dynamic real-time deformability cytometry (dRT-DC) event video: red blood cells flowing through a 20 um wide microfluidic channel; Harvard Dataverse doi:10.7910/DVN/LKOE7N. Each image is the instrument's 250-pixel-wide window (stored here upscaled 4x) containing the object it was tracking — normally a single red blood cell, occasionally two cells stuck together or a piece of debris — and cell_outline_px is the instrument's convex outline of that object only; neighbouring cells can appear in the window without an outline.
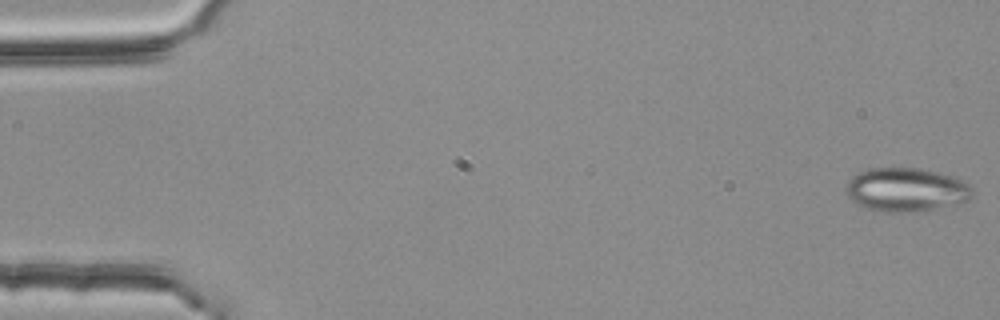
{"species": "common noctule bat (a hibernating species)", "species_latin": "Nyctalus noctula", "temperature_condition": "room temperature", "stored_images_in_passage": 54, "camera_frame_rate_fps": 3000, "um_per_image_px": 0.085, "animal": {"sex": "female", "body_mass_g": 25.1}, "frame": {"image": 1, "passage_image": 1, "time_ms": 0.0, "image_size_px": [1000, 320], "cell_outline_px": [[972, 196], [968, 200], [956, 204], [920, 212], [884, 212], [864, 208], [856, 204], [848, 196], [848, 180], [852, 176], [860, 172], [872, 168], [920, 168], [952, 176], [968, 184], [972, 188]], "centroid_in_image_um": [77.03, 16.14], "position_along_channel_um": 8.0, "area_um2": 32.14}}
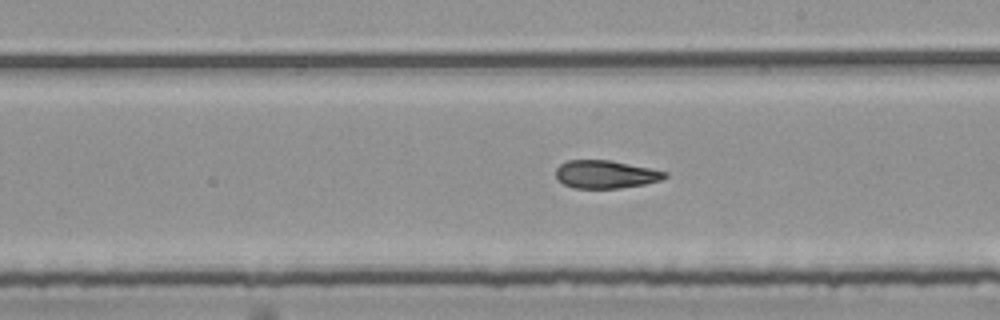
{"frame": {"image": 2, "passage_image": 31, "time_ms": 10.0, "image_size_px": [1000, 320], "cell_outline_px": [[668, 176], [660, 180], [644, 184], [620, 188], [572, 188], [556, 180], [556, 168], [560, 164], [568, 160], [612, 160], [668, 172]], "centroid_in_image_um": [51.45, 14.82], "position_along_channel_um": 237.5, "area_um2": 17.86}}
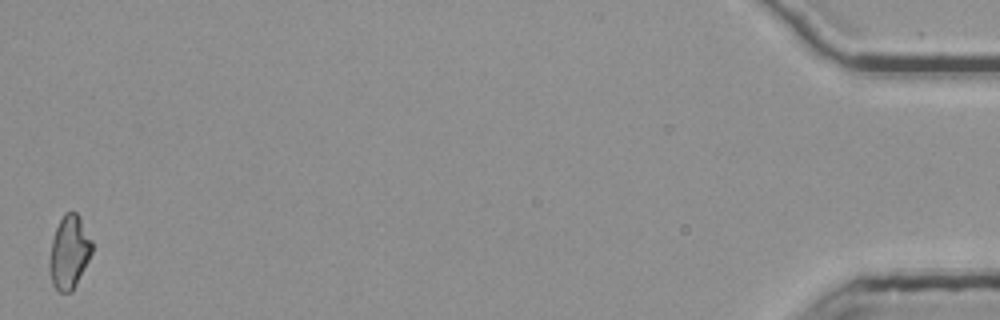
{"frame": {"image": 3, "passage_image": 54, "time_ms": 17.667, "image_size_px": [1000, 320], "cell_outline_px": [[92, 252], [72, 292], [60, 292], [52, 284], [48, 268], [48, 264], [52, 240], [56, 228], [64, 212], [76, 212], [92, 240]], "centroid_in_image_um": [5.86, 21.45], "position_along_channel_um": 429.3, "area_um2": 17.98}, "authors_computed_cell_mechanics": {"area_um2": 18.6983, "velocity_mm_per_s": 3.7883, "shape_relaxation_time_tau1_ms": null, "shape_relaxation_time_tau2_ms": 3.0711, "deformation_change_tau1": null, "deformation_change_tau2": 0.117}}